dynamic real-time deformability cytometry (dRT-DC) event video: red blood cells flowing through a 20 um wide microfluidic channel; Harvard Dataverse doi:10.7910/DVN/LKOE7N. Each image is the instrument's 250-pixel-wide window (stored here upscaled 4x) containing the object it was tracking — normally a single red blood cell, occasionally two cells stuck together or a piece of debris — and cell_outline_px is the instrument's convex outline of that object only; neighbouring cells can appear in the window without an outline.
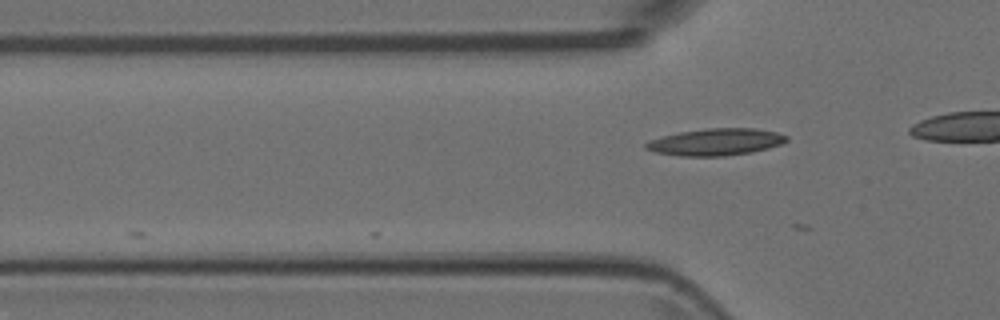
{"species": "Egyptian fruit bat (a non-hibernating species)", "species_latin": "Rousettus aegyptiacus", "temperature_condition": "room temperature", "stored_images_in_passage": 4, "camera_frame_rate_fps": 3000, "um_per_image_px": 0.085, "animal": {"sex": "female"}, "frame": {"image": 1, "passage_image": 4, "time_ms": 1.0, "image_size_px": [1000, 320], "cell_outline_px": [[788, 140], [780, 144], [768, 148], [752, 152], [724, 156], [680, 156], [656, 152], [644, 148], [644, 144], [648, 140], [680, 132], [704, 128], [756, 128], [776, 132], [788, 136]], "centroid_in_image_um": [60.84, 12.06], "position_along_channel_um": 65.0, "area_um2": 22.08}}